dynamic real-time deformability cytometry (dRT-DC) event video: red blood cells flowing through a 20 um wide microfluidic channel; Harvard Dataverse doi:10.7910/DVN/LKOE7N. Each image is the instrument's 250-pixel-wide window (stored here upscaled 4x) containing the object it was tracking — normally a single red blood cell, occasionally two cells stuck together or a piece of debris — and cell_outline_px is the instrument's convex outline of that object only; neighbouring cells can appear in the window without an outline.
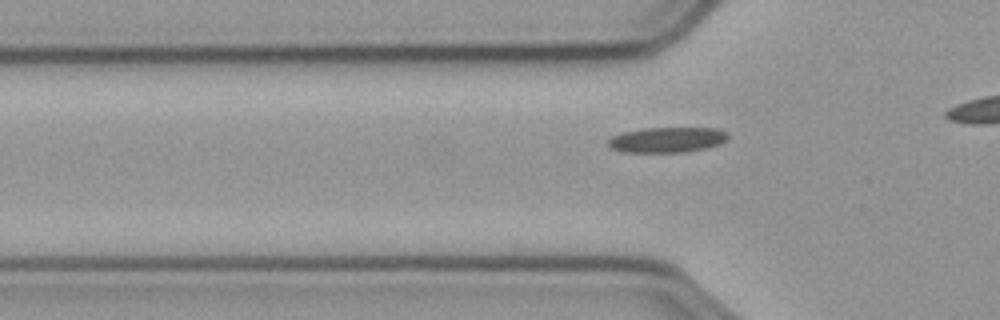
{"species": "common noctule bat (a hibernating species)", "species_latin": "Nyctalus noctula", "temperature_condition": "cold", "stored_images_in_passage": 31, "camera_frame_rate_fps": 3000, "um_per_image_px": 0.085, "animal": {"sex": "male", "body_mass_g": 23.1, "forearm_length_mm": 52.7}, "frame": {"image": 1, "passage_image": 14, "time_ms": 4.333, "image_size_px": [1000, 320], "cell_outline_px": [[728, 136], [720, 144], [708, 148], [688, 152], [620, 152], [608, 148], [608, 140], [612, 136], [620, 132], [644, 128], [716, 128], [728, 132]], "centroid_in_image_um": [56.67, 11.89], "position_along_channel_um": 69.1, "area_um2": 17.98}}
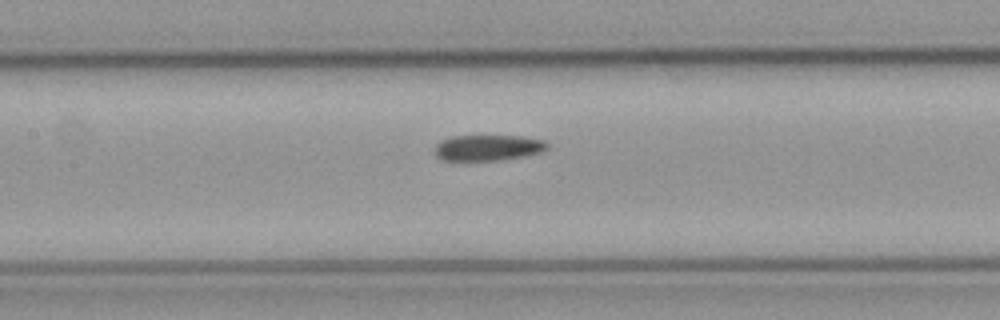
{"frame": {"image": 2, "passage_image": 22, "time_ms": 7.0, "image_size_px": [1000, 320], "cell_outline_px": [[548, 148], [540, 152], [524, 156], [500, 160], [440, 160], [436, 156], [436, 144], [440, 140], [452, 136], [520, 136], [544, 140], [548, 144]], "centroid_in_image_um": [41.46, 12.55], "position_along_channel_um": 165.9, "area_um2": 16.88}}
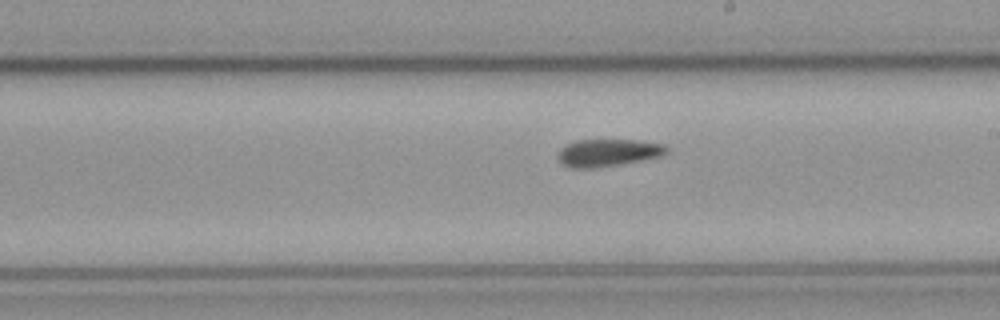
{"frame": {"image": 3, "passage_image": 28, "time_ms": 9.0, "image_size_px": [1000, 320], "cell_outline_px": [[668, 152], [660, 156], [620, 164], [592, 168], [572, 168], [564, 164], [556, 156], [560, 148], [564, 144], [576, 140], [636, 140], [664, 144], [668, 148]], "centroid_in_image_um": [51.65, 12.97], "position_along_channel_um": 237.4, "area_um2": 17.28}}